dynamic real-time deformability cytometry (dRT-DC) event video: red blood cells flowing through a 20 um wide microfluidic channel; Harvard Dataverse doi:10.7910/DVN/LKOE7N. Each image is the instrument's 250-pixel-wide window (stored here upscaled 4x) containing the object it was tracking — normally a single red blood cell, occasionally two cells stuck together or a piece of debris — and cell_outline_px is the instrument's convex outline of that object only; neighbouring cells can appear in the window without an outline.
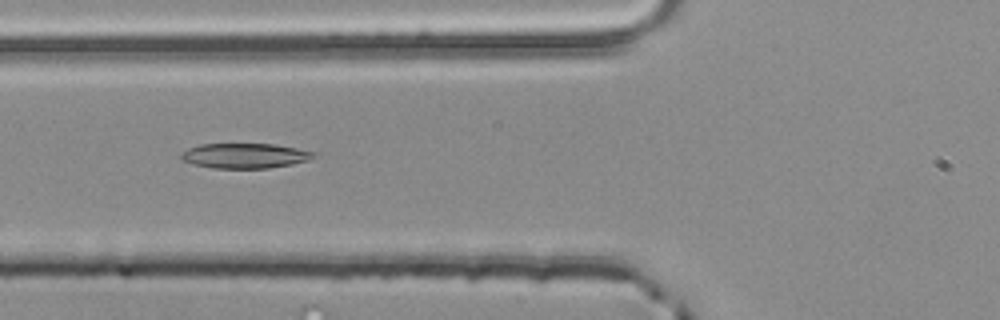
{"species": "common noctule bat (a hibernating species)", "species_latin": "Nyctalus noctula", "temperature_condition": "room temperature", "stored_images_in_passage": 40, "camera_frame_rate_fps": 3000, "um_per_image_px": 0.085, "animal": {"sex": "male", "body_mass_g": 20.4}, "frame": {"image": 1, "passage_image": 8, "time_ms": 2.333, "image_size_px": [1000, 320], "cell_outline_px": [[316, 156], [308, 160], [292, 164], [268, 168], [212, 168], [192, 164], [180, 160], [180, 156], [188, 148], [200, 144], [276, 144], [316, 152]], "centroid_in_image_um": [20.8, 13.24], "position_along_channel_um": 105.0, "area_um2": 19.36}}
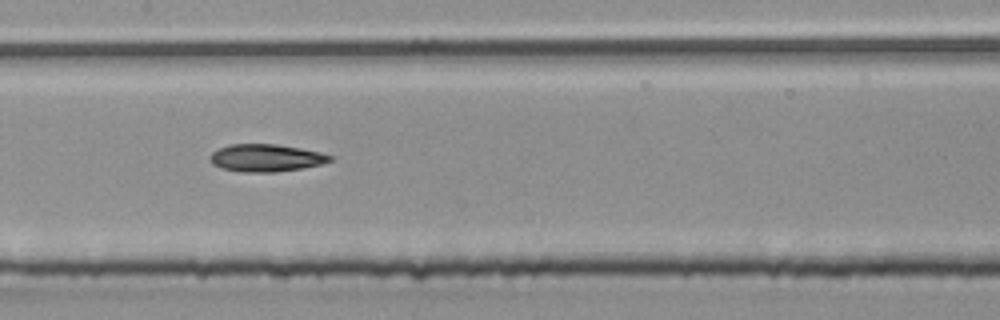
{"frame": {"image": 2, "passage_image": 14, "time_ms": 4.333, "image_size_px": [1000, 320], "cell_outline_px": [[336, 160], [304, 168], [276, 172], [240, 172], [220, 168], [212, 164], [208, 156], [212, 152], [228, 144], [276, 144], [300, 148], [320, 152], [332, 156]], "centroid_in_image_um": [22.6, 13.43], "position_along_channel_um": 184.8, "area_um2": 19.42}}
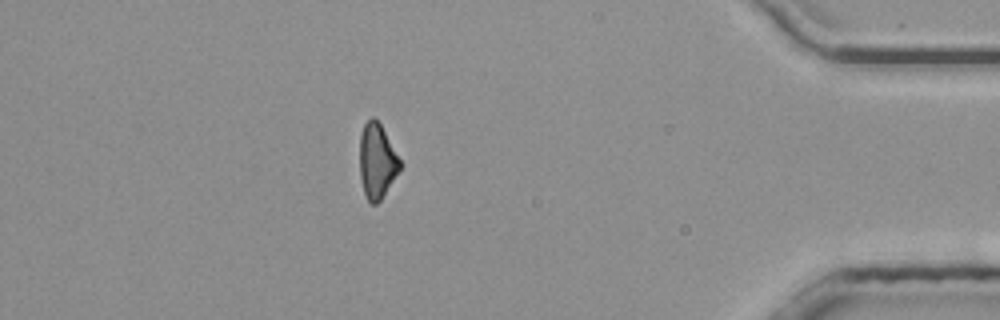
{"frame": {"image": 3, "passage_image": 34, "time_ms": 11.0, "image_size_px": [1000, 320], "cell_outline_px": [[404, 164], [380, 200], [376, 204], [368, 204], [364, 192], [360, 176], [360, 136], [364, 124], [372, 116], [380, 124]], "centroid_in_image_um": [32.06, 13.71], "position_along_channel_um": 403.1, "area_um2": 17.63}, "authors_computed_cell_mechanics": {"area_um2": 18.7561, "velocity_mm_per_s": 3.9655, "shape_relaxation_time_tau1_ms": null, "shape_relaxation_time_tau2_ms": 5.7438, "deformation_change_tau1": null, "deformation_change_tau2": 0.1438}}